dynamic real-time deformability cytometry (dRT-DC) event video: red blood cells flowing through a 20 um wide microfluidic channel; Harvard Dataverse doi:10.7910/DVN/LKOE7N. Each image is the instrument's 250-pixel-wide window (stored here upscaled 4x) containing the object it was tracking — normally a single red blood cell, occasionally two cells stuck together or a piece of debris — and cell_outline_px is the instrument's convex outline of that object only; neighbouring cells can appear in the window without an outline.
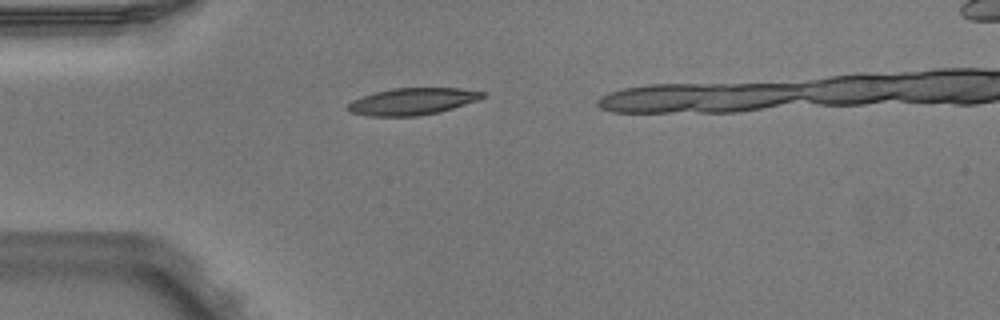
{"species": "Egyptian fruit bat (a non-hibernating species)", "species_latin": "Rousettus aegyptiacus", "temperature_condition": "warm", "stored_images_in_passage": 1, "camera_frame_rate_fps": 3000, "um_per_image_px": 0.085, "animal": {"sex": "male"}, "frame": {"image": 1, "passage_image": 1, "time_ms": 0.0, "image_size_px": [1000, 320], "cell_outline_px": [[484, 96], [480, 100], [440, 112], [416, 116], [368, 116], [352, 112], [348, 108], [348, 104], [352, 100], [376, 92], [392, 88], [460, 88], [484, 92]], "centroid_in_image_um": [35.1, 8.62], "position_along_channel_um": 49.9, "area_um2": 20.98}}